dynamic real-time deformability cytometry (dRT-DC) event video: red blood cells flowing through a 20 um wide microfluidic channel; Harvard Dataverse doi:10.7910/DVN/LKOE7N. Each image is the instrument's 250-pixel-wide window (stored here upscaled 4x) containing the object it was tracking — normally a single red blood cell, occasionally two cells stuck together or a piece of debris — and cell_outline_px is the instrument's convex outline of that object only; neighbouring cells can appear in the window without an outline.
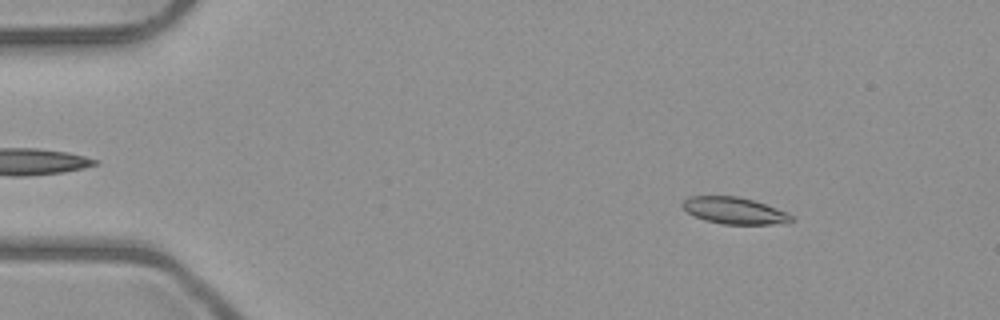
{"species": "common noctule bat (a hibernating species)", "species_latin": "Nyctalus noctula", "temperature_condition": "room temperature", "stored_images_in_passage": 4, "camera_frame_rate_fps": 3000, "um_per_image_px": 0.085, "animal": {"sex": "male", "body_mass_g": 23.1, "forearm_length_mm": 52.7}, "frame": {"image": 1, "passage_image": 2, "time_ms": 1.0, "image_size_px": [1000, 320], "cell_outline_px": [[796, 220], [772, 224], [724, 224], [704, 220], [688, 212], [680, 204], [688, 196], [736, 196], [752, 200], [788, 212]], "centroid_in_image_um": [62.41, 17.9], "position_along_channel_um": 22.6, "area_um2": 16.76}}
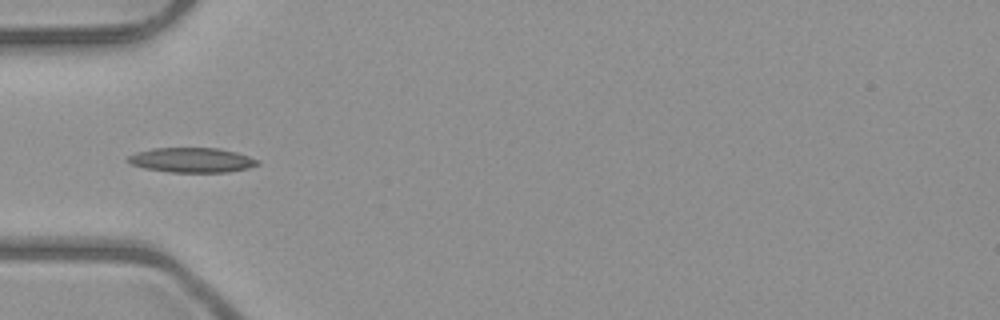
{"frame": {"image": 2, "passage_image": 4, "time_ms": 4.333, "image_size_px": [1000, 320], "cell_outline_px": [[260, 164], [248, 168], [228, 172], [168, 172], [144, 168], [132, 164], [124, 160], [128, 156], [136, 152], [152, 148], [220, 148], [236, 152], [260, 160]], "centroid_in_image_um": [16.3, 13.6], "position_along_channel_um": 68.7, "area_um2": 18.84}}